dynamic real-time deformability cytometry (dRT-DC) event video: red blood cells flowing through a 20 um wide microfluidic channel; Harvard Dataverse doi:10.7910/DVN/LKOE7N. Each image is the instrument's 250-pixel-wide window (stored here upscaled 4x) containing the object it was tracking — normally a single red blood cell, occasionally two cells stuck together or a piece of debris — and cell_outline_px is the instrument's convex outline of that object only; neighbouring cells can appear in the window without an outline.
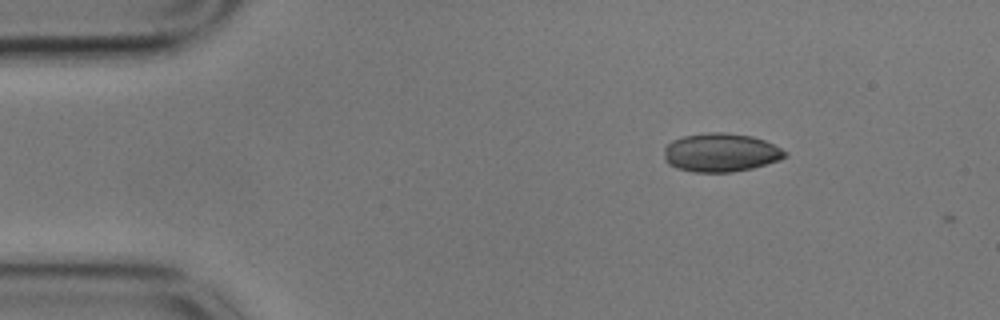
{"species": "common noctule bat (a hibernating species)", "species_latin": "Nyctalus noctula", "temperature_condition": "cold", "stored_images_in_passage": 2, "camera_frame_rate_fps": 3000, "um_per_image_px": 0.085, "animal": {"sex": "male", "body_mass_g": 17.9}, "frame": {"image": 1, "passage_image": 1, "time_ms": 0.0, "image_size_px": [1000, 320], "cell_outline_px": [[788, 156], [780, 160], [752, 168], [732, 172], [692, 172], [676, 168], [668, 164], [664, 160], [664, 148], [672, 140], [684, 136], [708, 132], [724, 132], [752, 136], [764, 140], [788, 152]], "centroid_in_image_um": [61.26, 12.97], "position_along_channel_um": 23.7, "area_um2": 27.34}}